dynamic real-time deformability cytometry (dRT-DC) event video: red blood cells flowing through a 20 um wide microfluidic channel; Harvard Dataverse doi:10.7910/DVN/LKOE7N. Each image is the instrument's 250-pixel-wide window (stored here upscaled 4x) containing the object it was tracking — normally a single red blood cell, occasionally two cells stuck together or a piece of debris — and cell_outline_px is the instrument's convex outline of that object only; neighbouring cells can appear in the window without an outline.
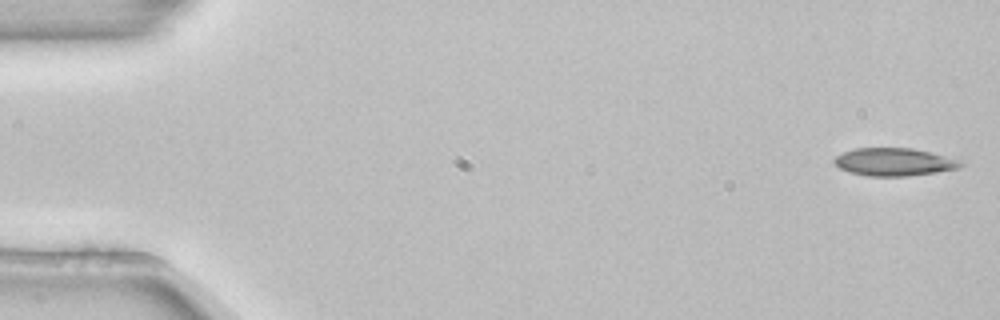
{"species": "common noctule bat (a hibernating species)", "species_latin": "Nyctalus noctula", "temperature_condition": "room temperature", "stored_images_in_passage": 4, "segment_of_instrument_passage": [1, 2], "camera_frame_rate_fps": 3000, "um_per_image_px": 0.085, "animal": {"sex": "female", "body_mass_g": 22.7, "forearm_length_mm": 54.2}, "frame": {"image": 1, "passage_image": 1, "time_ms": 0.0, "image_size_px": [1000, 320], "cell_outline_px": [[964, 164], [960, 168], [936, 172], [908, 176], [868, 176], [852, 172], [840, 168], [832, 160], [836, 156], [844, 152], [856, 148], [912, 148], [960, 160]], "centroid_in_image_um": [76.0, 13.77], "position_along_channel_um": 9.0, "area_um2": 20.23}}